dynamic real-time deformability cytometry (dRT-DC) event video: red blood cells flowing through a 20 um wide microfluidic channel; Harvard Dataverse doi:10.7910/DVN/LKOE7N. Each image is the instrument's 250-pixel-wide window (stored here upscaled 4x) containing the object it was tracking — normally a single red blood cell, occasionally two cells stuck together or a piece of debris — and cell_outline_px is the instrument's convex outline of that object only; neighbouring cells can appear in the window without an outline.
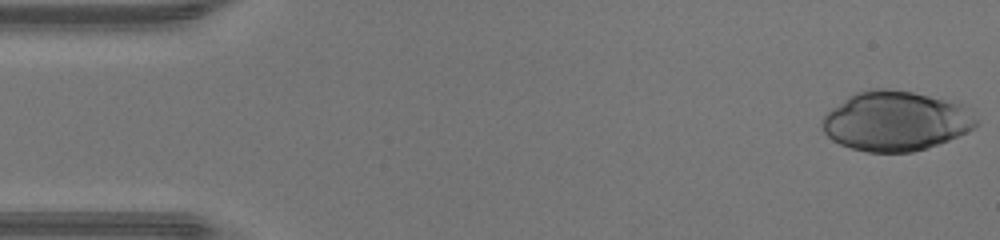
{"species": "human", "species_latin": "Homo sapiens", "temperature_condition": "warm", "stored_images_in_passage": 45, "camera_frame_rate_fps": 3000, "um_per_image_px": 0.085, "donor": {"sex": "male"}, "frame": {"image": 1, "passage_image": 1, "time_ms": 0.0, "image_size_px": [1000, 240], "cell_outline_px": [[976, 128], [948, 140], [912, 152], [868, 152], [852, 148], [840, 144], [832, 140], [824, 132], [820, 124], [820, 120], [832, 108], [848, 96], [856, 92], [872, 88], [892, 88], [960, 100], [972, 108], [976, 120]], "centroid_in_image_um": [76.19, 10.25], "position_along_channel_um": 8.8, "area_um2": 54.45}}
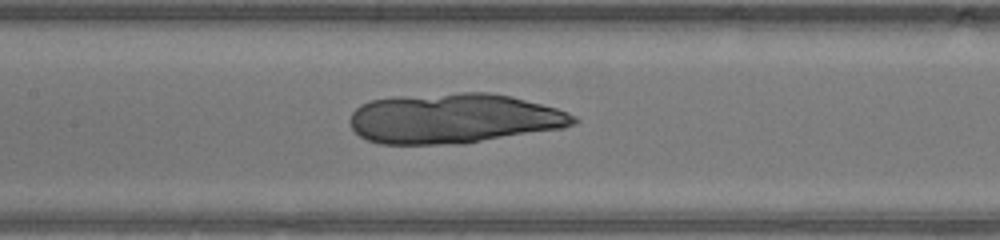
{"frame": {"image": 2, "passage_image": 21, "time_ms": 6.667, "image_size_px": [1000, 240], "cell_outline_px": [[580, 120], [576, 124], [564, 128], [464, 144], [380, 144], [368, 140], [360, 136], [352, 128], [348, 120], [352, 112], [360, 104], [372, 100], [392, 96], [460, 92], [488, 92], [512, 96], [556, 108], [568, 112], [576, 116]], "centroid_in_image_um": [38.57, 10.06], "position_along_channel_um": 168.8, "area_um2": 65.95}}
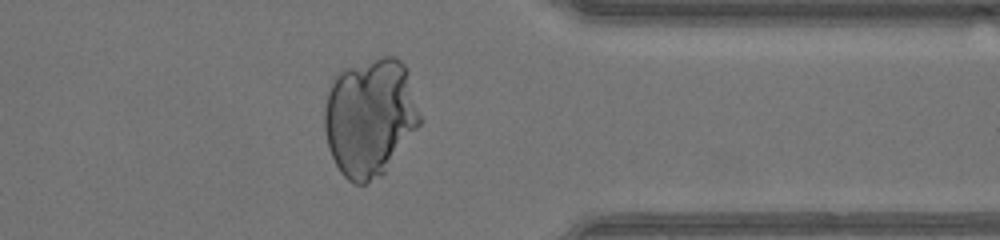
{"frame": {"image": 3, "passage_image": 36, "time_ms": 11.667, "image_size_px": [1000, 240], "cell_outline_px": [[424, 120], [384, 172], [380, 176], [364, 184], [356, 184], [348, 180], [340, 172], [328, 148], [324, 128], [324, 108], [332, 76], [344, 68], [384, 56], [396, 56], [408, 68]], "centroid_in_image_um": [31.47, 9.93], "position_along_channel_um": 379.9, "area_um2": 66.64}}